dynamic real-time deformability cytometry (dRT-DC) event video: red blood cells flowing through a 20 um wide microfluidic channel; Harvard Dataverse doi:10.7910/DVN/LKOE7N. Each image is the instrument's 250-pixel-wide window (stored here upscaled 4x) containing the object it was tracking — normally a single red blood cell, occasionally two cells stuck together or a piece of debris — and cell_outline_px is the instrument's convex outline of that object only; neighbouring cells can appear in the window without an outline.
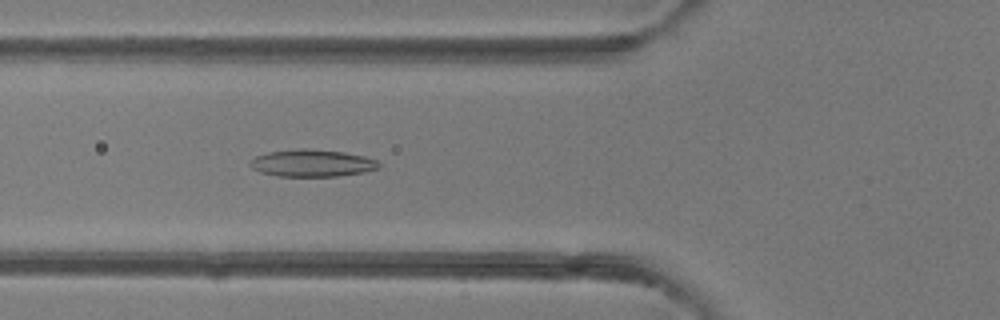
{"species": "common noctule bat (a hibernating species)", "species_latin": "Nyctalus noctula", "temperature_condition": "room temperature", "stored_images_in_passage": 5, "camera_frame_rate_fps": 3000, "um_per_image_px": 0.085, "animal": {"sex": "female"}, "frame": {"image": 1, "passage_image": 5, "time_ms": 4.667, "image_size_px": [1000, 320], "cell_outline_px": [[380, 168], [364, 172], [336, 176], [276, 176], [260, 172], [252, 168], [248, 164], [256, 156], [268, 152], [300, 148], [308, 148], [344, 152], [364, 156], [376, 160], [380, 164]], "centroid_in_image_um": [26.52, 13.86], "position_along_channel_um": 99.3, "area_um2": 20.4}}